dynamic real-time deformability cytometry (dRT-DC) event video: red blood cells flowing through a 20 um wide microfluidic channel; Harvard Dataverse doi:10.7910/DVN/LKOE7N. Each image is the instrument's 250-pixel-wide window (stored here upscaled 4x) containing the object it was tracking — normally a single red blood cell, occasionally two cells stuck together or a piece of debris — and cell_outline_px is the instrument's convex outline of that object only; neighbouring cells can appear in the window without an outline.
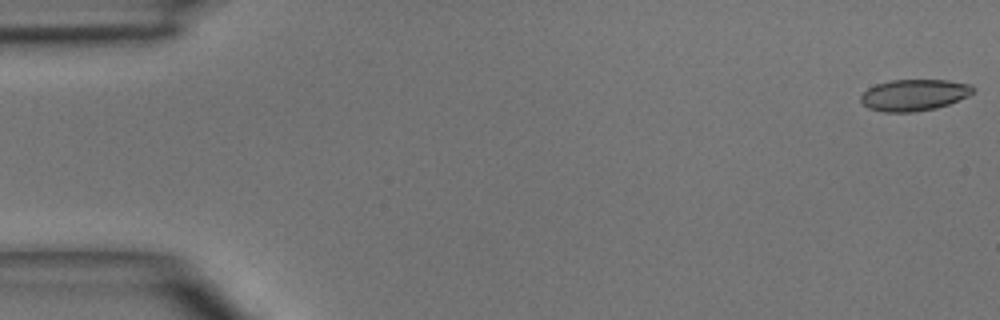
{"species": "common noctule bat (a hibernating species)", "species_latin": "Nyctalus noctula", "temperature_condition": "room temperature", "stored_images_in_passage": 4, "camera_frame_rate_fps": 3000, "um_per_image_px": 0.085, "animal": {"sex": "male", "body_mass_g": 15.6}, "frame": {"image": 1, "passage_image": 1, "time_ms": 0.0, "image_size_px": [1000, 320], "cell_outline_px": [[976, 88], [968, 96], [948, 104], [936, 108], [912, 112], [884, 112], [868, 108], [860, 100], [860, 96], [868, 88], [876, 84], [892, 80], [948, 80], [972, 84]], "centroid_in_image_um": [77.71, 8.07], "position_along_channel_um": 7.3, "area_um2": 20.58}}